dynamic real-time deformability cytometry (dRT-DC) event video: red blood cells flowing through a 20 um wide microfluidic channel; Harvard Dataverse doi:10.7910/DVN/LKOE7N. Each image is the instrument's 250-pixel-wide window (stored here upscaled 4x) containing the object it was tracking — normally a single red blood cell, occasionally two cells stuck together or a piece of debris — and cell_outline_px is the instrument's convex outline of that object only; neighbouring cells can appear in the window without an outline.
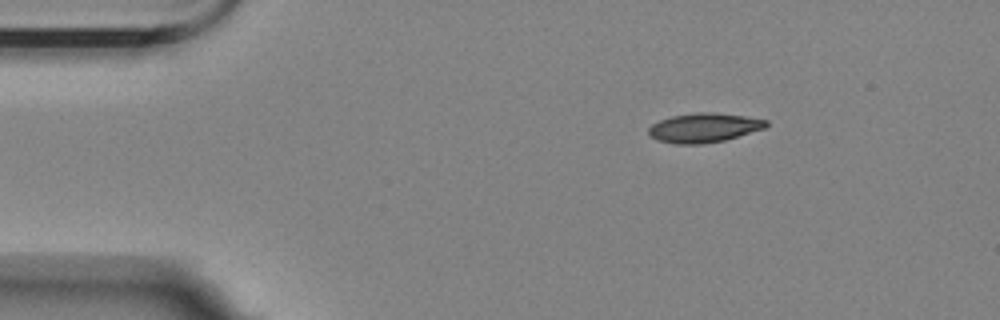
{"species": "Egyptian fruit bat (a non-hibernating species)", "species_latin": "Rousettus aegyptiacus", "temperature_condition": "room temperature", "stored_images_in_passage": 50, "camera_frame_rate_fps": 3000, "um_per_image_px": 0.085, "animal": {"sex": "female"}, "frame": {"image": 1, "passage_image": 1, "time_ms": 0.0, "image_size_px": [1000, 320], "cell_outline_px": [[768, 124], [764, 128], [724, 140], [700, 144], [676, 144], [656, 140], [648, 132], [648, 128], [652, 124], [660, 120], [672, 116], [696, 112], [712, 112], [744, 116], [768, 120]], "centroid_in_image_um": [59.81, 10.85], "position_along_channel_um": 25.2, "area_um2": 19.88}}
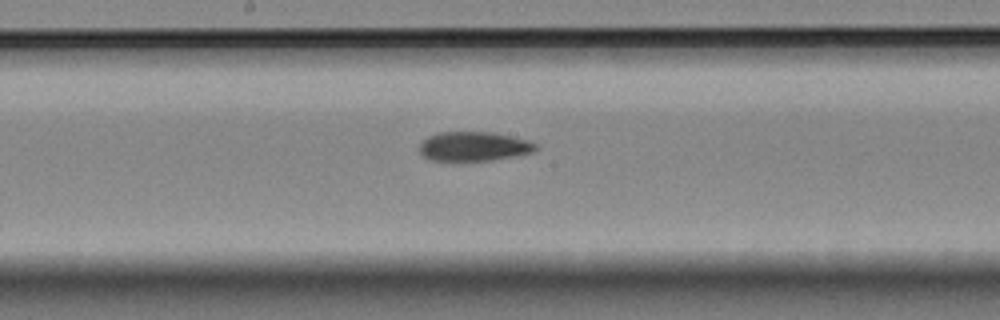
{"frame": {"image": 2, "passage_image": 22, "time_ms": 7.0, "image_size_px": [1000, 320], "cell_outline_px": [[540, 148], [532, 152], [516, 156], [492, 160], [428, 160], [420, 152], [420, 144], [428, 136], [436, 132], [492, 132], [528, 140], [536, 144]], "centroid_in_image_um": [40.29, 12.44], "position_along_channel_um": 207.9, "area_um2": 19.83}}
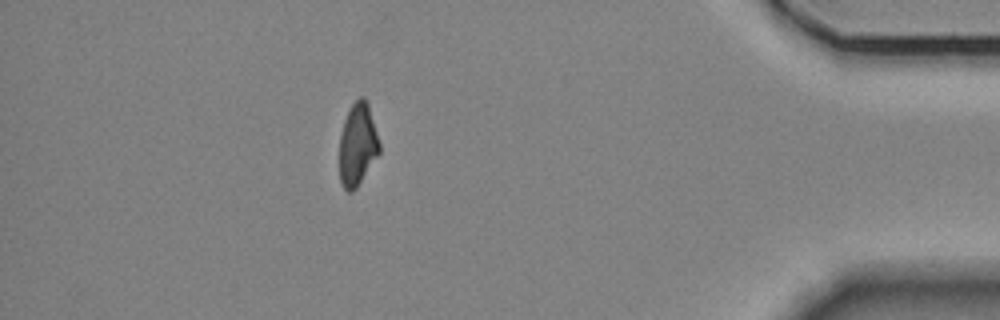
{"frame": {"image": 3, "passage_image": 43, "time_ms": 14.0, "image_size_px": [1000, 320], "cell_outline_px": [[380, 152], [356, 188], [352, 192], [348, 192], [344, 188], [340, 180], [340, 136], [344, 120], [352, 104], [360, 96], [364, 96], [368, 104], [380, 144]], "centroid_in_image_um": [30.39, 12.29], "position_along_channel_um": 404.8, "area_um2": 18.96}, "authors_computed_cell_mechanics": {"area_um2": 20.1433, "velocity_mm_per_s": 3.4821, "shape_relaxation_time_tau1_ms": 10.9888, "shape_relaxation_time_tau2_ms": 5.643, "deformation_change_tau1": 0.2274, "deformation_change_tau2": 0.1052}}